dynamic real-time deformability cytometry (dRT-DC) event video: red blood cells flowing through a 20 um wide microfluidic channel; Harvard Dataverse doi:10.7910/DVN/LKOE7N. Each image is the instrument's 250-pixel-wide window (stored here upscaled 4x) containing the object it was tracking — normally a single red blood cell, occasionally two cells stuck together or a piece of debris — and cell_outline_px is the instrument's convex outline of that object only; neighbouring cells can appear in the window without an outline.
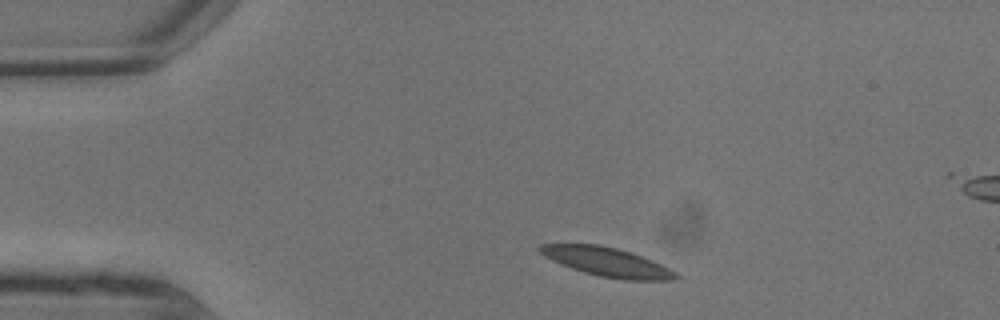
{"species": "common noctule bat (a hibernating species)", "species_latin": "Nyctalus noctula", "temperature_condition": "warm", "stored_images_in_passage": 4, "camera_frame_rate_fps": 3000, "um_per_image_px": 0.085, "animal": {"sex": "male", "body_mass_g": 13.3}, "frame": {"image": 1, "passage_image": 1, "time_ms": 0.0, "image_size_px": [1000, 320], "cell_outline_px": [[680, 276], [672, 280], [624, 280], [600, 276], [584, 272], [560, 264], [544, 256], [536, 248], [540, 244], [600, 244], [616, 248], [652, 260], [676, 272]], "centroid_in_image_um": [51.57, 22.26], "position_along_channel_um": 33.4, "area_um2": 22.72}}
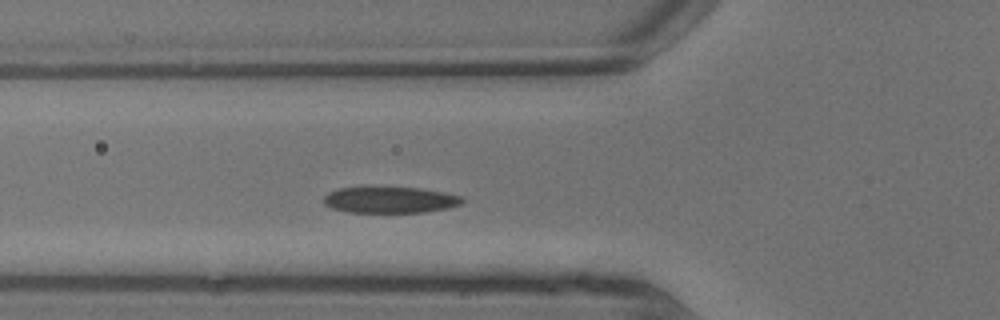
{"frame": {"image": 2, "passage_image": 4, "time_ms": 1.0, "image_size_px": [1000, 320], "cell_outline_px": [[464, 200], [460, 204], [448, 208], [424, 212], [348, 212], [332, 208], [324, 204], [324, 196], [328, 192], [340, 188], [364, 184], [372, 184], [420, 188], [444, 192], [460, 196]], "centroid_in_image_um": [33.08, 16.93], "position_along_channel_um": 92.7, "area_um2": 22.14}}